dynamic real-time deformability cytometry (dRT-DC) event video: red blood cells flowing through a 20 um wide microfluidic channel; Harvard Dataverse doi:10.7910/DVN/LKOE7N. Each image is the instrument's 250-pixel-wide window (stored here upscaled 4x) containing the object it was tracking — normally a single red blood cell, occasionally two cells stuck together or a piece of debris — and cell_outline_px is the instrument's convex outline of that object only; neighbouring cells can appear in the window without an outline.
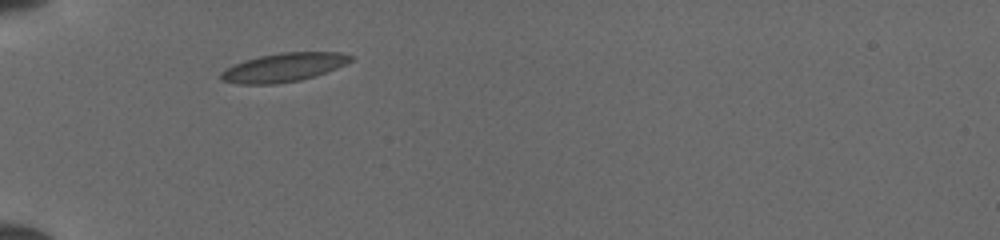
{"species": "common noctule bat (a hibernating species)", "species_latin": "Nyctalus noctula", "temperature_condition": "cold", "stored_images_in_passage": 34, "camera_frame_rate_fps": 3000, "um_per_image_px": 0.085, "animal": {"sex": "female", "body_mass_g": 19.5, "forearm_length_mm": 54.1}, "frame": {"image": 1, "passage_image": 1, "time_ms": 0.0, "image_size_px": [1000, 240], "cell_outline_px": [[352, 60], [336, 68], [300, 80], [276, 84], [240, 84], [220, 80], [220, 72], [224, 68], [232, 64], [244, 60], [260, 56], [280, 52], [340, 52], [352, 56]], "centroid_in_image_um": [24.03, 5.73], "position_along_channel_um": 61.0, "area_um2": 21.62}}
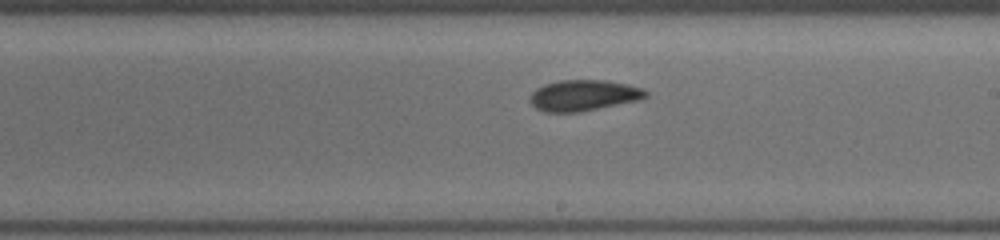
{"frame": {"image": 2, "passage_image": 15, "time_ms": 4.667, "image_size_px": [1000, 240], "cell_outline_px": [[648, 96], [640, 100], [580, 112], [544, 112], [536, 108], [528, 100], [528, 96], [536, 88], [544, 84], [560, 80], [608, 80], [628, 84], [644, 88], [648, 92]], "centroid_in_image_um": [49.61, 8.1], "position_along_channel_um": 239.4, "area_um2": 21.21}}
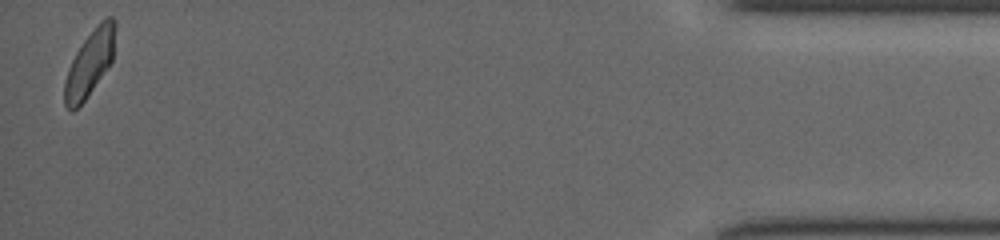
{"frame": {"image": 3, "passage_image": 34, "time_ms": 11.0, "image_size_px": [1000, 240], "cell_outline_px": [[116, 28], [112, 60], [84, 100], [72, 112], [64, 104], [64, 84], [68, 68], [76, 52], [84, 40], [96, 24], [100, 20], [108, 16], [112, 16], [116, 20]], "centroid_in_image_um": [7.63, 5.31], "position_along_channel_um": 427.6, "area_um2": 19.13}}